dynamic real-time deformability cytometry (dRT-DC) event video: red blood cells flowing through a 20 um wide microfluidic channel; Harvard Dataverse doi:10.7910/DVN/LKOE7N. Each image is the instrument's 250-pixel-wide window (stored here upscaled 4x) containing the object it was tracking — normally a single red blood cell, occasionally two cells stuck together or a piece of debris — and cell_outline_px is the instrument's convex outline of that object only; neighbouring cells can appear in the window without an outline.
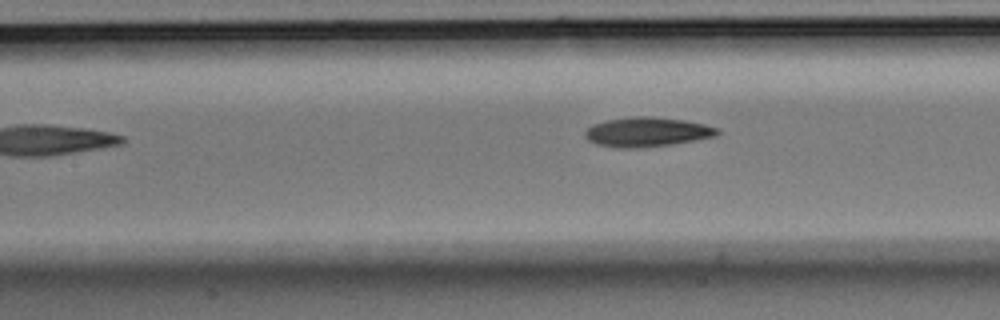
{"species": "Egyptian fruit bat (a non-hibernating species)", "species_latin": "Rousettus aegyptiacus", "temperature_condition": "room temperature", "stored_images_in_passage": 7, "camera_frame_rate_fps": 3000, "um_per_image_px": 0.085, "animal": {"sex": "male"}, "frame": {"image": 1, "passage_image": 7, "time_ms": 2.0, "image_size_px": [1000, 320], "cell_outline_px": [[720, 132], [716, 136], [696, 140], [672, 144], [640, 148], [620, 148], [596, 144], [588, 140], [584, 136], [584, 132], [592, 124], [604, 120], [632, 116], [652, 116], [684, 120], [704, 124], [720, 128]], "centroid_in_image_um": [54.99, 11.21], "position_along_channel_um": 152.4, "area_um2": 23.0}}